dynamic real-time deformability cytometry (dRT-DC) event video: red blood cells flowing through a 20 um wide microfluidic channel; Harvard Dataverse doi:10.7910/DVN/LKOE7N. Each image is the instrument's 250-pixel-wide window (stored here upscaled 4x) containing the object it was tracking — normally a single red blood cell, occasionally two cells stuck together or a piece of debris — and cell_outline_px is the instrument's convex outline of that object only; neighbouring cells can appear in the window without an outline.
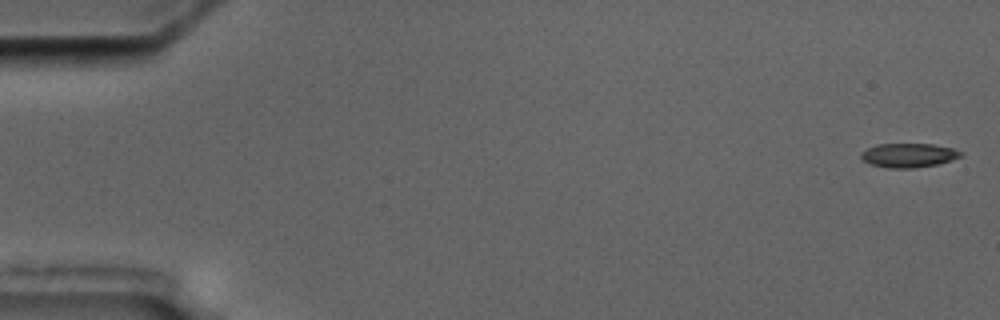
{"species": "common noctule bat (a hibernating species)", "species_latin": "Nyctalus noctula", "temperature_condition": "cold", "stored_images_in_passage": 5, "camera_frame_rate_fps": 3000, "um_per_image_px": 0.085, "animal": {"sex": "male", "body_mass_g": 17.5, "forearm_length_mm": 52.3}, "frame": {"image": 1, "passage_image": 1, "time_ms": 0.0, "image_size_px": [1000, 320], "cell_outline_px": [[964, 156], [952, 160], [936, 164], [912, 168], [888, 168], [872, 164], [864, 160], [860, 156], [860, 152], [876, 144], [932, 144], [952, 148], [964, 152]], "centroid_in_image_um": [77.26, 13.19], "position_along_channel_um": 7.7, "area_um2": 13.99}}
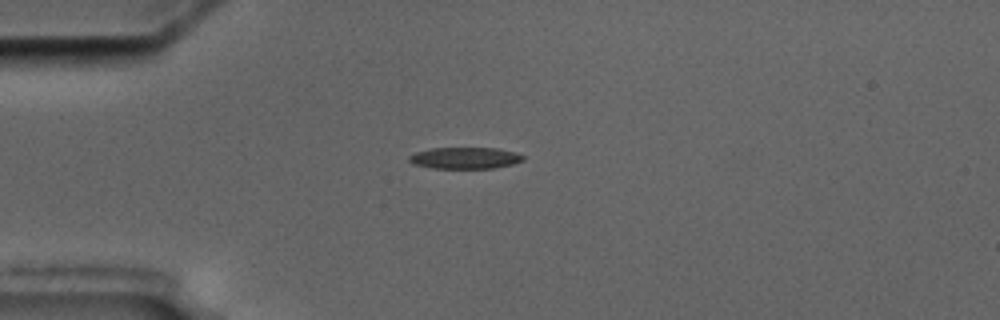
{"frame": {"image": 2, "passage_image": 5, "time_ms": 4.667, "image_size_px": [1000, 320], "cell_outline_px": [[524, 160], [512, 164], [492, 168], [432, 168], [412, 164], [408, 160], [408, 156], [416, 152], [432, 148], [496, 148], [516, 152], [524, 156]], "centroid_in_image_um": [39.51, 13.43], "position_along_channel_um": 45.5, "area_um2": 14.28}}